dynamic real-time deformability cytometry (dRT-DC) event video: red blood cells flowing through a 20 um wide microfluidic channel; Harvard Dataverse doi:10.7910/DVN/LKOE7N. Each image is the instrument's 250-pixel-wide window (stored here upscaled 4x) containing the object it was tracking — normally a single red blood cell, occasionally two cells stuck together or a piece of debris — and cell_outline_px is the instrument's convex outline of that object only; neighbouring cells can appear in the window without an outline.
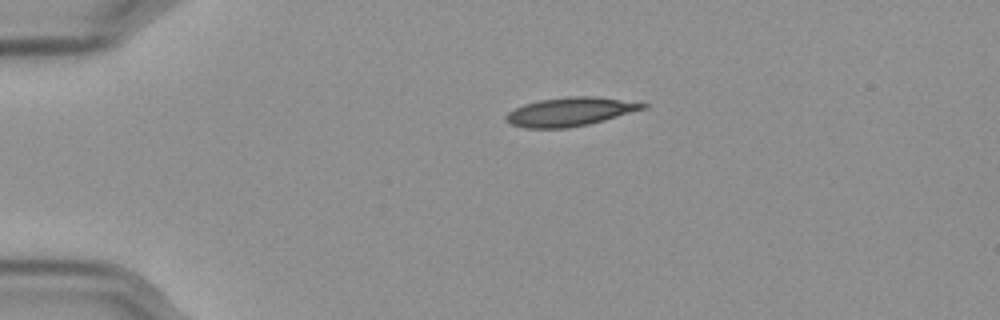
{"species": "Egyptian fruit bat (a non-hibernating species)", "species_latin": "Rousettus aegyptiacus", "temperature_condition": "cold", "stored_images_in_passage": 45, "camera_frame_rate_fps": 3000, "um_per_image_px": 0.085, "frame": {"image": 1, "passage_image": 1, "time_ms": 0.0, "image_size_px": [1000, 320], "cell_outline_px": [[648, 108], [604, 120], [588, 124], [568, 128], [524, 128], [512, 124], [504, 120], [504, 116], [508, 112], [524, 104], [540, 100], [568, 96], [596, 96], [648, 104]], "centroid_in_image_um": [48.45, 9.5], "position_along_channel_um": 36.6, "area_um2": 22.83}}
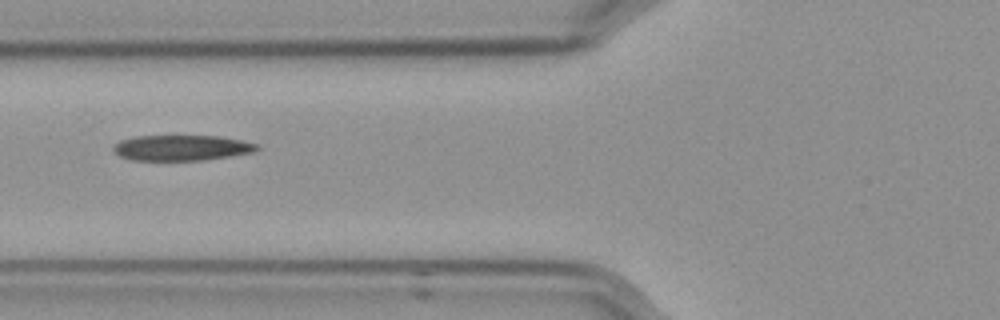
{"frame": {"image": 2, "passage_image": 11, "time_ms": 3.333, "image_size_px": [1000, 320], "cell_outline_px": [[260, 148], [252, 152], [204, 160], [132, 160], [120, 156], [112, 152], [112, 144], [120, 140], [136, 136], [220, 136], [260, 144]], "centroid_in_image_um": [15.39, 12.56], "position_along_channel_um": 110.4, "area_um2": 21.44}}
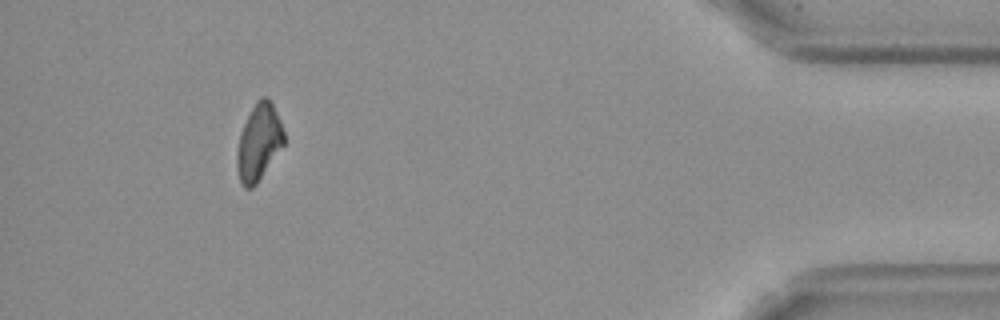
{"frame": {"image": 3, "passage_image": 41, "time_ms": 13.333, "image_size_px": [1000, 320], "cell_outline_px": [[284, 144], [256, 184], [252, 188], [244, 188], [240, 180], [236, 168], [236, 156], [240, 132], [256, 100], [260, 96], [264, 96], [272, 104], [280, 120], [284, 132]], "centroid_in_image_um": [21.98, 12.1], "position_along_channel_um": 413.2, "area_um2": 20.69}, "authors_computed_cell_mechanics": {"area_um2": 22.3108, "velocity_mm_per_s": 3.5721, "shape_relaxation_time_tau1_ms": 8.1474, "shape_relaxation_time_tau2_ms": 4.8752, "deformation_change_tau1": 0.1945, "deformation_change_tau2": 0.1386}}